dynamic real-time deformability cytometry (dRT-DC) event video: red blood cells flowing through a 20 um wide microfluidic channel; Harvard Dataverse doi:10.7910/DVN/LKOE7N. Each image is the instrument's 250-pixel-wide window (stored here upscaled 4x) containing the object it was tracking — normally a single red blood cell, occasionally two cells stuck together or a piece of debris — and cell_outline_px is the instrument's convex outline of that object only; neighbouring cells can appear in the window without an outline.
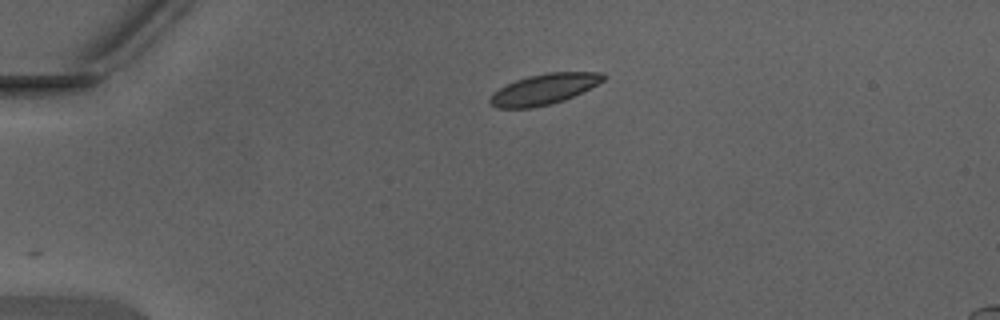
{"species": "Egyptian fruit bat (a non-hibernating species)", "species_latin": "Rousettus aegyptiacus", "temperature_condition": "warm", "stored_images_in_passage": 37, "camera_frame_rate_fps": 3000, "um_per_image_px": 0.085, "animal": {"sex": "male"}, "frame": {"image": 1, "passage_image": 1, "time_ms": 0.0, "image_size_px": [1000, 320], "cell_outline_px": [[608, 76], [604, 80], [564, 100], [552, 104], [532, 108], [496, 108], [488, 100], [492, 92], [516, 80], [528, 76], [548, 72], [604, 72]], "centroid_in_image_um": [46.23, 7.58], "position_along_channel_um": 38.8, "area_um2": 20.11}}
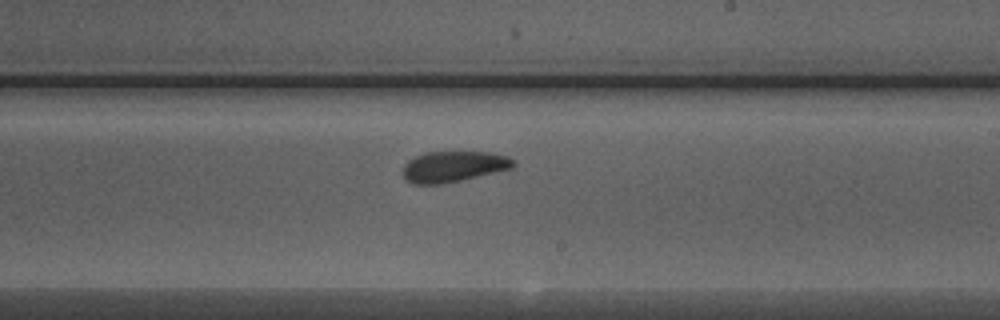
{"frame": {"image": 2, "passage_image": 19, "time_ms": 6.0, "image_size_px": [1000, 320], "cell_outline_px": [[516, 164], [512, 168], [460, 180], [440, 184], [412, 184], [404, 180], [404, 164], [408, 160], [424, 152], [492, 152], [508, 156], [516, 160]], "centroid_in_image_um": [38.55, 14.15], "position_along_channel_um": 250.4, "area_um2": 19.88}}
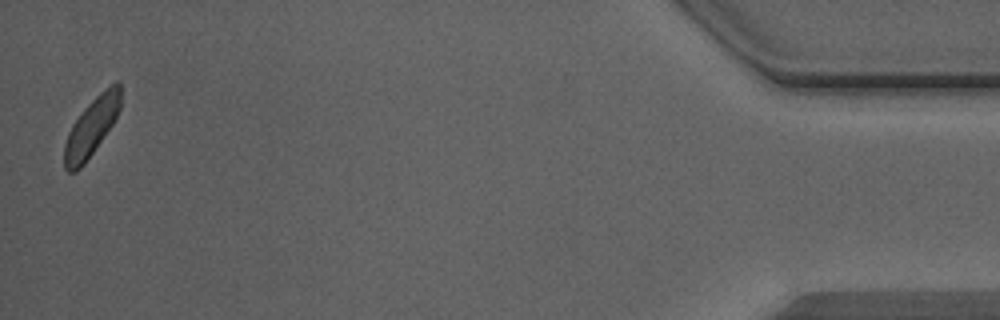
{"frame": {"image": 3, "passage_image": 37, "time_ms": 12.0, "image_size_px": [1000, 320], "cell_outline_px": [[120, 108], [112, 124], [84, 164], [76, 172], [68, 172], [64, 168], [64, 144], [68, 132], [72, 124], [84, 108], [100, 92], [116, 80], [120, 80]], "centroid_in_image_um": [7.75, 10.79], "position_along_channel_um": 427.4, "area_um2": 18.84}, "authors_computed_cell_mechanics": {"area_um2": 20.1722, "velocity_mm_per_s": 4.3361, "shape_relaxation_time_tau1_ms": 1.2329, "shape_relaxation_time_tau2_ms": 1.2341, "deformation_change_tau1": 0.0627, "deformation_change_tau2": 0.0682}}